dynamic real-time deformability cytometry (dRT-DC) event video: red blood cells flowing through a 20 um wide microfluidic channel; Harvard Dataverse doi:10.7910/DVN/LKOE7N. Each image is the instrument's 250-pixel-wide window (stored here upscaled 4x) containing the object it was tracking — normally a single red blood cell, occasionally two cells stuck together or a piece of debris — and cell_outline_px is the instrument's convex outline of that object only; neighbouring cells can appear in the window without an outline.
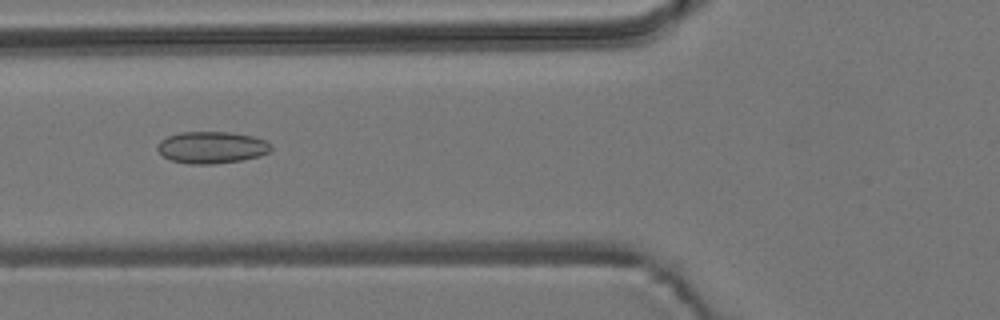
{"species": "common noctule bat (a hibernating species)", "species_latin": "Nyctalus noctula", "temperature_condition": "room temperature", "stored_images_in_passage": 7, "camera_frame_rate_fps": 3000, "um_per_image_px": 0.085, "animal": {"sex": "male", "body_mass_g": 19.2, "forearm_length_mm": 51.8}, "frame": {"image": 1, "passage_image": 6, "time_ms": 1.667, "image_size_px": [1000, 320], "cell_outline_px": [[272, 148], [268, 152], [260, 156], [240, 160], [212, 164], [188, 164], [172, 160], [164, 156], [156, 148], [160, 140], [168, 136], [180, 132], [232, 132], [252, 136], [264, 140], [272, 144]], "centroid_in_image_um": [18.0, 12.52], "position_along_channel_um": 107.8, "area_um2": 21.04}}
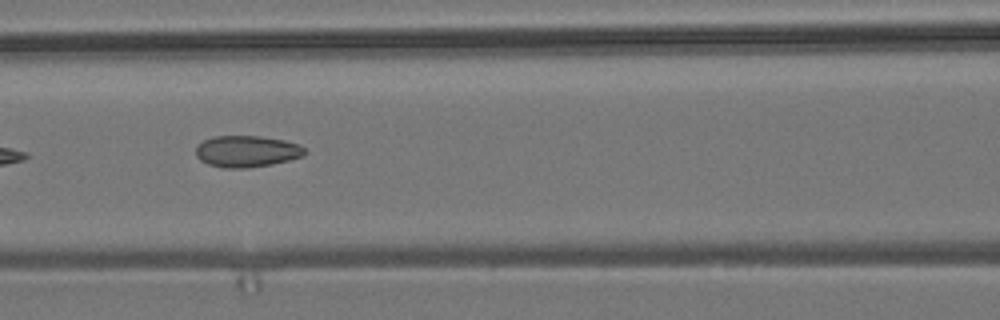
{"frame": {"image": 2, "passage_image": 7, "time_ms": 2.0, "image_size_px": [1000, 320], "cell_outline_px": [[308, 152], [304, 156], [272, 164], [244, 168], [224, 168], [208, 164], [200, 160], [196, 156], [196, 148], [204, 140], [212, 136], [260, 136], [284, 140], [300, 144]], "centroid_in_image_um": [21.0, 12.86], "position_along_channel_um": 145.6, "area_um2": 20.06}}